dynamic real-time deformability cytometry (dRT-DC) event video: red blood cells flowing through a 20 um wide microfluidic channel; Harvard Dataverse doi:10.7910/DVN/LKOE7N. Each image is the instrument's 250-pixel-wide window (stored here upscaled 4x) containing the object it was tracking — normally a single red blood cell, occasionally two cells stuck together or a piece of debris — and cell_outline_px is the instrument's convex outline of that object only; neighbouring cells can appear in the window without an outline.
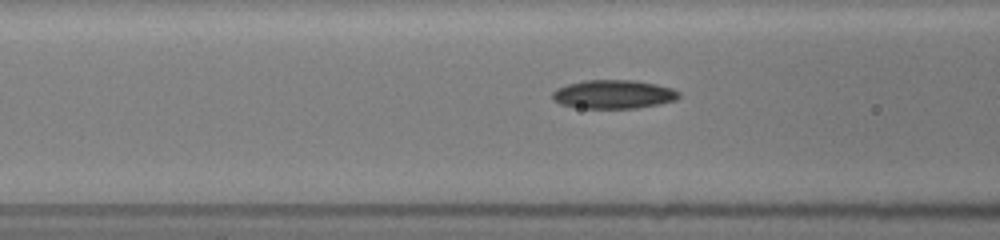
{"species": "common noctule bat (a hibernating species)", "species_latin": "Nyctalus noctula", "temperature_condition": "room temperature", "stored_images_in_passage": 9, "camera_frame_rate_fps": 3000, "um_per_image_px": 0.085, "animal": {"sex": "female", "body_mass_g": 19.5, "forearm_length_mm": 54.1}, "frame": {"image": 1, "passage_image": 7, "time_ms": 2.0, "image_size_px": [1000, 240], "cell_outline_px": [[680, 96], [676, 100], [660, 104], [636, 108], [584, 108], [560, 104], [552, 100], [552, 92], [556, 88], [568, 84], [584, 80], [632, 80], [656, 84], [672, 88], [680, 92]], "centroid_in_image_um": [52.15, 8.01], "position_along_channel_um": 114.5, "area_um2": 21.21}}